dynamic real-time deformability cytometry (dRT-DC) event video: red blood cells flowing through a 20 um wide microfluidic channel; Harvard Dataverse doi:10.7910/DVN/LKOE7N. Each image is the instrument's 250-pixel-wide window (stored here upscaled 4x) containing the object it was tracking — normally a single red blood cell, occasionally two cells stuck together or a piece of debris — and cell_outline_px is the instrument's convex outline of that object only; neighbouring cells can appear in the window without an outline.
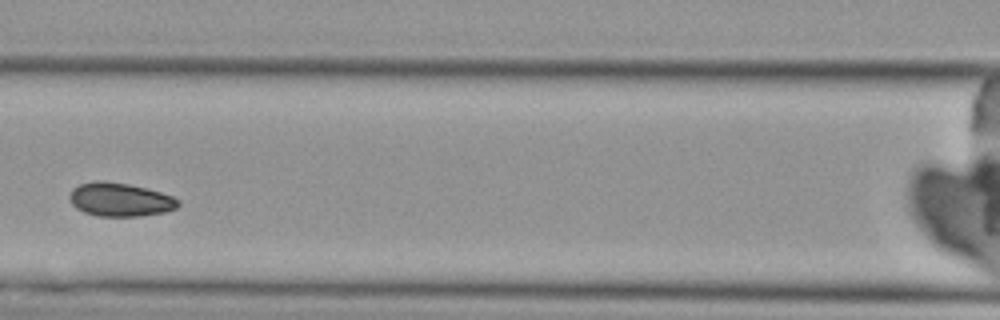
{"species": "Egyptian fruit bat (a non-hibernating species)", "species_latin": "Rousettus aegyptiacus", "temperature_condition": "cold", "stored_images_in_passage": 3, "camera_frame_rate_fps": 3000, "um_per_image_px": 0.085, "animal": {"sex": "female"}, "frame": {"image": 1, "passage_image": 3, "time_ms": 2.333, "image_size_px": [1000, 320], "cell_outline_px": [[180, 204], [176, 208], [164, 212], [140, 216], [96, 216], [84, 212], [76, 208], [72, 204], [68, 196], [72, 188], [80, 184], [96, 180], [100, 180], [128, 184], [160, 192], [172, 196], [180, 200]], "centroid_in_image_um": [10.18, 16.97], "position_along_channel_um": 156.4, "area_um2": 21.27}}